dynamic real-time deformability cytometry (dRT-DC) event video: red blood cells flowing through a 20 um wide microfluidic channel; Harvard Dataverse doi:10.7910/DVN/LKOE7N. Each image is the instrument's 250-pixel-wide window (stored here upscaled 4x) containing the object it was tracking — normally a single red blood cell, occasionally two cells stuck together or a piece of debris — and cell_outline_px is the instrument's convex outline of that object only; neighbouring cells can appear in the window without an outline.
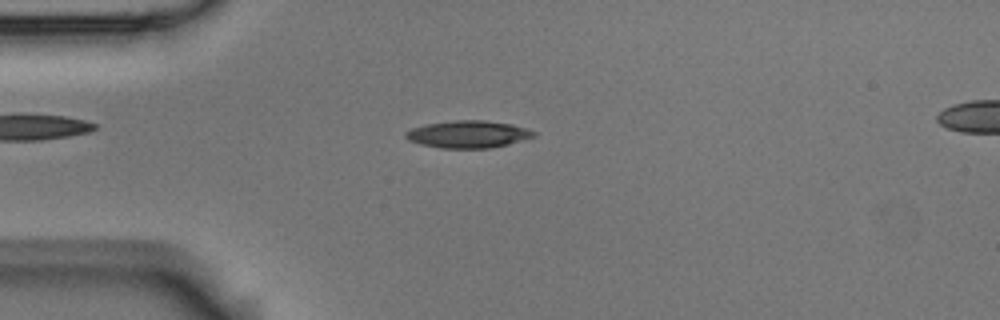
{"species": "Egyptian fruit bat (a non-hibernating species)", "species_latin": "Rousettus aegyptiacus", "temperature_condition": "room temperature", "stored_images_in_passage": 6, "camera_frame_rate_fps": 3000, "um_per_image_px": 0.085, "animal": {"sex": "male"}, "frame": {"image": 1, "passage_image": 3, "time_ms": 0.667, "image_size_px": [1000, 320], "cell_outline_px": [[536, 136], [508, 144], [488, 148], [440, 148], [408, 140], [404, 136], [404, 132], [412, 128], [428, 124], [456, 120], [484, 120], [512, 124], [536, 132]], "centroid_in_image_um": [39.79, 11.41], "position_along_channel_um": 45.2, "area_um2": 20.11}}
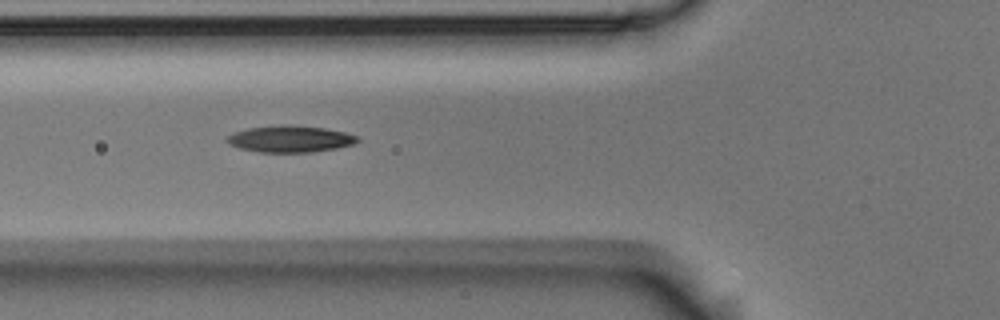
{"frame": {"image": 2, "passage_image": 5, "time_ms": 1.333, "image_size_px": [1000, 320], "cell_outline_px": [[360, 140], [352, 144], [336, 148], [312, 152], [260, 152], [240, 148], [228, 144], [224, 140], [232, 132], [248, 128], [280, 124], [288, 124], [324, 128], [344, 132], [360, 136]], "centroid_in_image_um": [24.63, 11.8], "position_along_channel_um": 101.2, "area_um2": 20.4}}
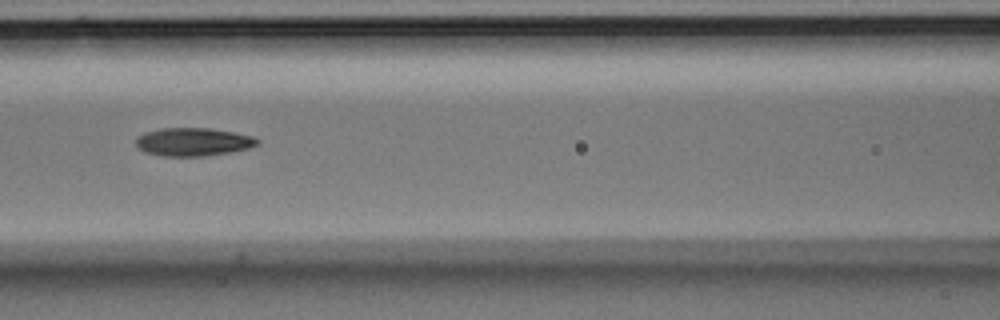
{"frame": {"image": 3, "passage_image": 6, "time_ms": 1.667, "image_size_px": [1000, 320], "cell_outline_px": [[260, 144], [248, 148], [232, 152], [204, 156], [164, 156], [148, 152], [140, 148], [136, 144], [136, 140], [144, 132], [160, 128], [208, 128], [232, 132], [252, 136], [260, 140]], "centroid_in_image_um": [16.46, 12.06], "position_along_channel_um": 150.1, "area_um2": 19.77}}